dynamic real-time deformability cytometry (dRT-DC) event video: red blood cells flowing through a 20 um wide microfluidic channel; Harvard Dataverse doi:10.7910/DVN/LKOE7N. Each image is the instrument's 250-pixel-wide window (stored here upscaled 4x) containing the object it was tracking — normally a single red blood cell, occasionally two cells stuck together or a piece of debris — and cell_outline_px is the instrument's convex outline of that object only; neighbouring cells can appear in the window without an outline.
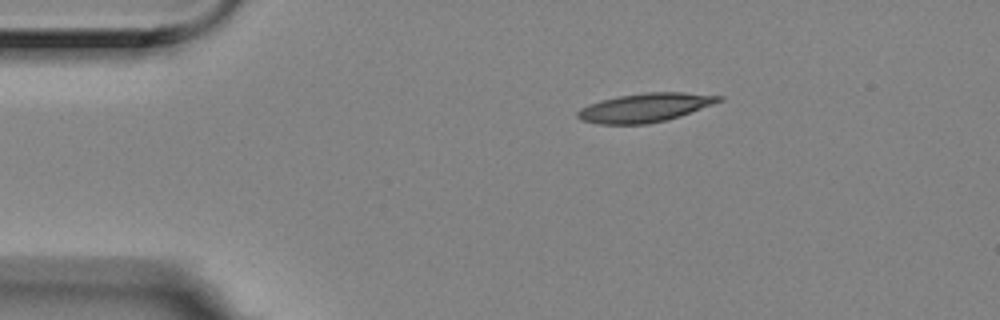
{"species": "Egyptian fruit bat (a non-hibernating species)", "species_latin": "Rousettus aegyptiacus", "temperature_condition": "room temperature", "stored_images_in_passage": 5, "camera_frame_rate_fps": 3000, "um_per_image_px": 0.085, "animal": {"sex": "female"}, "frame": {"image": 1, "passage_image": 5, "time_ms": 1.333, "image_size_px": [1000, 320], "cell_outline_px": [[724, 100], [664, 120], [644, 124], [600, 124], [584, 120], [576, 116], [576, 112], [580, 108], [588, 104], [600, 100], [620, 96], [644, 92], [684, 92], [724, 96]], "centroid_in_image_um": [54.79, 9.13], "position_along_channel_um": 30.2, "area_um2": 23.29}}